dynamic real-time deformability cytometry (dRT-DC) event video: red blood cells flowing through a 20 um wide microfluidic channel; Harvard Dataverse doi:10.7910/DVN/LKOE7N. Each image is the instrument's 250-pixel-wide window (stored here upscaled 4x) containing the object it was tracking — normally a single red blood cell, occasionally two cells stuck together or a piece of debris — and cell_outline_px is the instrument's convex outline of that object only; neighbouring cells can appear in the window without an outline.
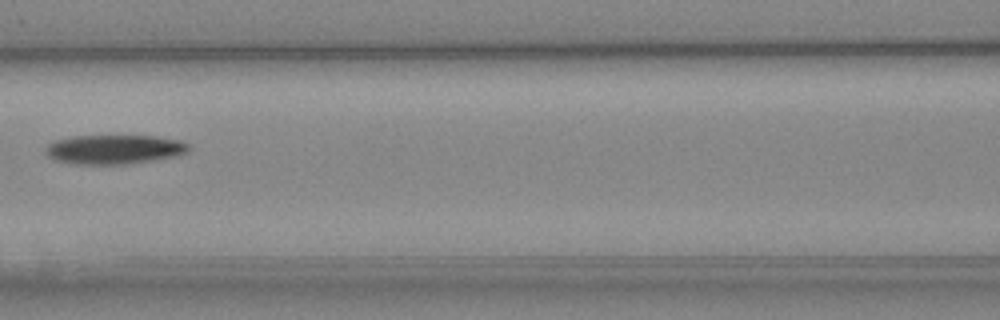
{"species": "Egyptian fruit bat (a non-hibernating species)", "species_latin": "Rousettus aegyptiacus", "temperature_condition": "cold", "stored_images_in_passage": 3, "camera_frame_rate_fps": 3000, "um_per_image_px": 0.085, "animal": {"sex": "female"}, "frame": {"image": 1, "passage_image": 3, "time_ms": 2.333, "image_size_px": [1000, 320], "cell_outline_px": [[192, 148], [188, 152], [176, 156], [128, 164], [76, 164], [56, 160], [48, 156], [44, 152], [44, 148], [52, 140], [72, 136], [156, 136], [180, 140], [188, 144]], "centroid_in_image_um": [9.7, 12.69], "position_along_channel_um": 156.9, "area_um2": 24.62}}